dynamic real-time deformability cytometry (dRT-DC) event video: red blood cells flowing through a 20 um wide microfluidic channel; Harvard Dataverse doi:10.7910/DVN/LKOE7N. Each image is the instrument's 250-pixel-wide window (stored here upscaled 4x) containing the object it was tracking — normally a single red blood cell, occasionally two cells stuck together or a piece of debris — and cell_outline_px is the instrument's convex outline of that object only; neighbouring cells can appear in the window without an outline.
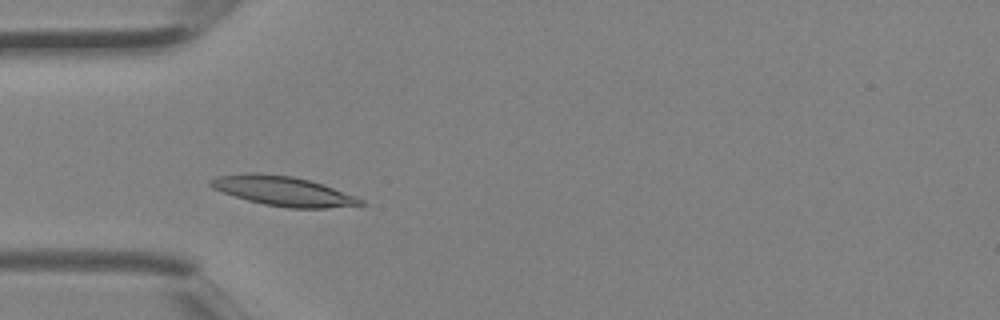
{"species": "Egyptian fruit bat (a non-hibernating species)", "species_latin": "Rousettus aegyptiacus", "temperature_condition": "room temperature", "stored_images_in_passage": 3, "camera_frame_rate_fps": 3000, "um_per_image_px": 0.085, "animal": {"sex": "female"}, "frame": {"image": 1, "passage_image": 3, "time_ms": 0.667, "image_size_px": [1000, 320], "cell_outline_px": [[364, 204], [328, 208], [288, 208], [264, 204], [248, 200], [212, 188], [208, 184], [208, 180], [216, 176], [244, 172], [252, 172], [292, 176], [324, 184], [356, 196], [364, 200]], "centroid_in_image_um": [24.04, 16.22], "position_along_channel_um": 61.0, "area_um2": 25.89}}